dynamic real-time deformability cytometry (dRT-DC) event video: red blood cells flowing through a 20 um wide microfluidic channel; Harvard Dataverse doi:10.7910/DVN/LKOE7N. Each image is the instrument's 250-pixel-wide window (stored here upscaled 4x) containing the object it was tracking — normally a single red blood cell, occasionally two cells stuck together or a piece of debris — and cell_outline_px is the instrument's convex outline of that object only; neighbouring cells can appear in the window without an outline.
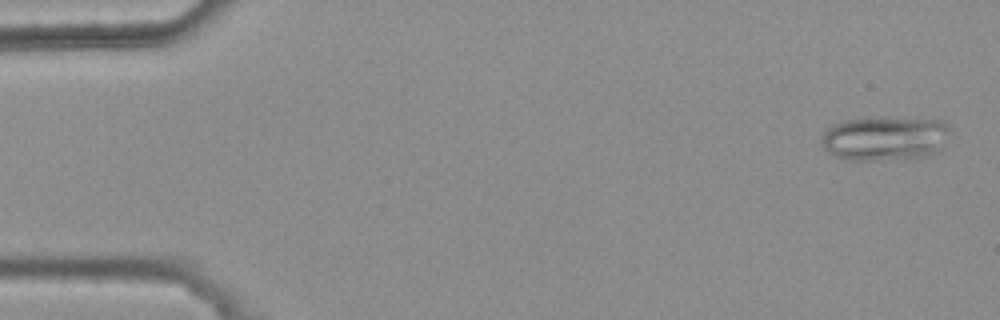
{"species": "common noctule bat (a hibernating species)", "species_latin": "Nyctalus noctula", "temperature_condition": "warm", "stored_images_in_passage": 5, "camera_frame_rate_fps": 3000, "um_per_image_px": 0.085, "animal": {"sex": "female", "body_mass_g": 25.1}, "frame": {"image": 1, "passage_image": 1, "time_ms": 0.0, "image_size_px": [1000, 320], "cell_outline_px": [[948, 128], [936, 152], [924, 156], [880, 160], [844, 160], [832, 156], [824, 148], [824, 132], [832, 124], [844, 120], [884, 116], [940, 120], [948, 124]], "centroid_in_image_um": [75.13, 11.74], "position_along_channel_um": 9.9, "area_um2": 32.95}}